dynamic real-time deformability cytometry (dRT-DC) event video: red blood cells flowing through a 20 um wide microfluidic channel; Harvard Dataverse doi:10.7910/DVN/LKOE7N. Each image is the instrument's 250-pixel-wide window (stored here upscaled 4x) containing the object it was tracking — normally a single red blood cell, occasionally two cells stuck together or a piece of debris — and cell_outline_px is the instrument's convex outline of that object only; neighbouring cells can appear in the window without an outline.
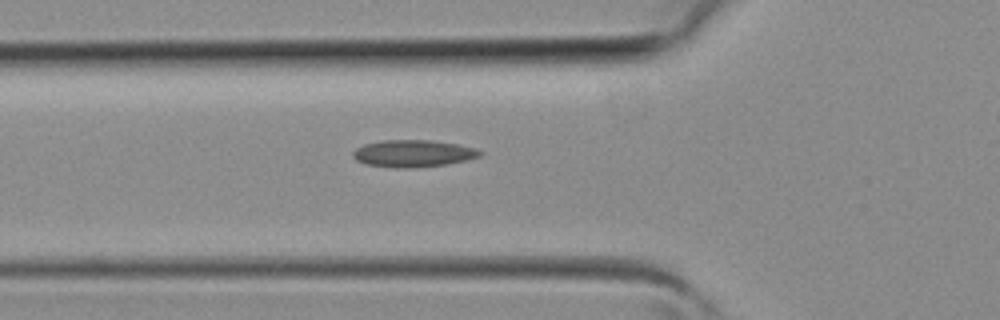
{"species": "common noctule bat (a hibernating species)", "species_latin": "Nyctalus noctula", "temperature_condition": "room temperature", "stored_images_in_passage": 26, "camera_frame_rate_fps": 3000, "um_per_image_px": 0.085, "animal": {"sex": "female", "body_mass_g": 19.3, "forearm_length_mm": 54.1}, "frame": {"image": 1, "passage_image": 9, "time_ms": 2.667, "image_size_px": [1000, 320], "cell_outline_px": [[484, 152], [480, 156], [468, 160], [448, 164], [416, 168], [392, 168], [364, 164], [356, 160], [352, 156], [352, 152], [356, 148], [364, 144], [384, 140], [432, 140], [456, 144], [472, 148]], "centroid_in_image_um": [35.09, 13.06], "position_along_channel_um": 90.7, "area_um2": 20.23}}
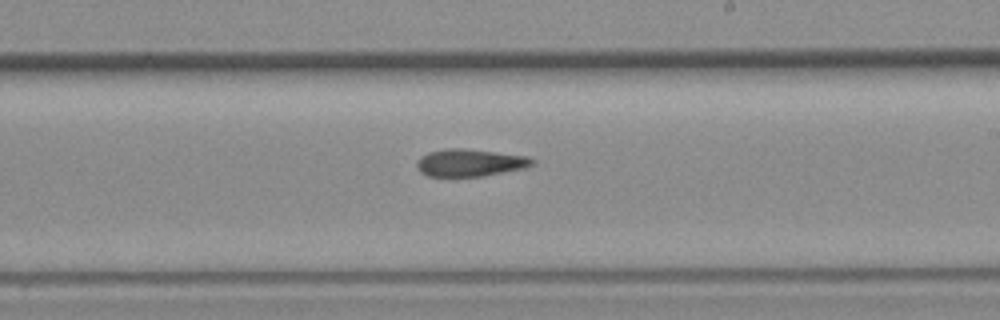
{"frame": {"image": 2, "passage_image": 18, "time_ms": 5.667, "image_size_px": [1000, 320], "cell_outline_px": [[536, 160], [532, 164], [524, 168], [484, 176], [428, 176], [420, 172], [416, 168], [416, 164], [420, 156], [428, 152], [448, 148], [460, 148], [528, 156]], "centroid_in_image_um": [39.92, 13.83], "position_along_channel_um": 249.1, "area_um2": 18.32}}
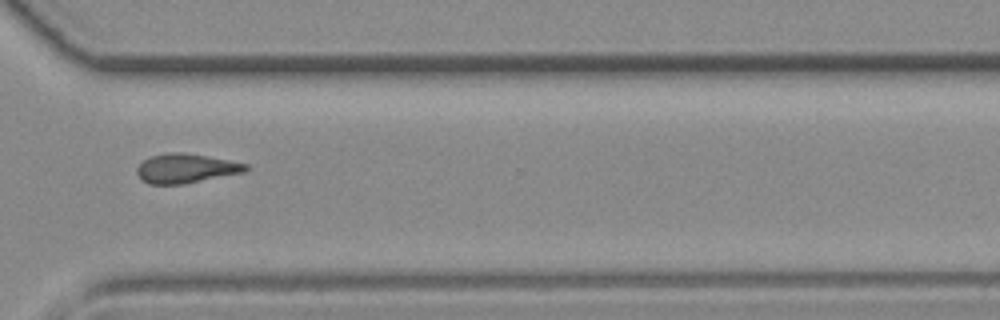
{"frame": {"image": 3, "passage_image": 24, "time_ms": 7.667, "image_size_px": [1000, 320], "cell_outline_px": [[248, 168], [244, 172], [184, 184], [148, 184], [136, 172], [136, 168], [144, 160], [152, 156], [168, 152], [184, 152], [248, 164]], "centroid_in_image_um": [15.79, 14.31], "position_along_channel_um": 354.8, "area_um2": 18.32}}